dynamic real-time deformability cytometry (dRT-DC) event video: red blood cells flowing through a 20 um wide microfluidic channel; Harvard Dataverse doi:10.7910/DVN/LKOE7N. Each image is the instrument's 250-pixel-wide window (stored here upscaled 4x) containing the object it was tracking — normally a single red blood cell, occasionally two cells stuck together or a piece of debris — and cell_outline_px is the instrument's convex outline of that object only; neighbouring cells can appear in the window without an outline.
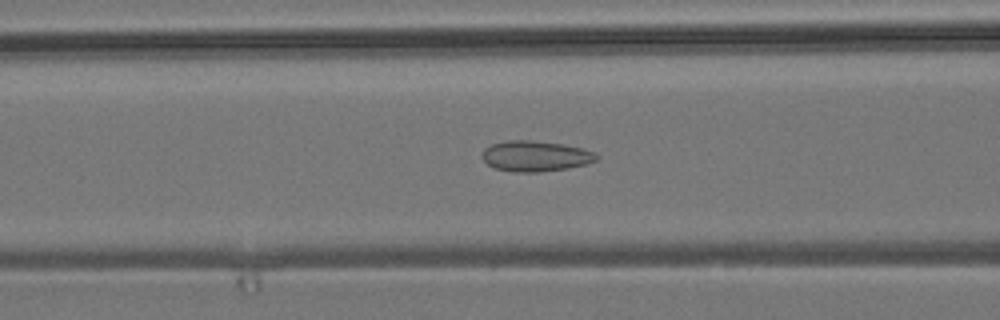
{"species": "common noctule bat (a hibernating species)", "species_latin": "Nyctalus noctula", "temperature_condition": "room temperature", "stored_images_in_passage": 53, "camera_frame_rate_fps": 3000, "um_per_image_px": 0.085, "animal": {"sex": "male", "body_mass_g": 19.2, "forearm_length_mm": 51.8}, "frame": {"image": 1, "passage_image": 21, "time_ms": 6.667, "image_size_px": [1000, 320], "cell_outline_px": [[600, 156], [596, 160], [584, 164], [568, 168], [540, 172], [516, 172], [496, 168], [488, 164], [480, 156], [484, 148], [492, 144], [508, 140], [532, 140], [564, 144], [584, 148], [596, 152]], "centroid_in_image_um": [45.53, 13.26], "position_along_channel_um": 121.1, "area_um2": 20.52}}
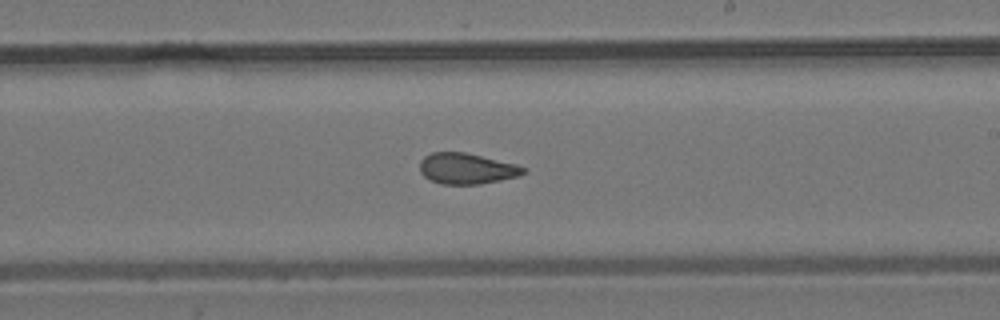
{"frame": {"image": 2, "passage_image": 31, "time_ms": 10.0, "image_size_px": [1000, 320], "cell_outline_px": [[528, 172], [520, 176], [480, 184], [440, 184], [424, 176], [420, 172], [420, 160], [424, 156], [432, 152], [464, 152], [516, 164], [524, 168]], "centroid_in_image_um": [39.67, 14.33], "position_along_channel_um": 249.3, "area_um2": 18.61}}
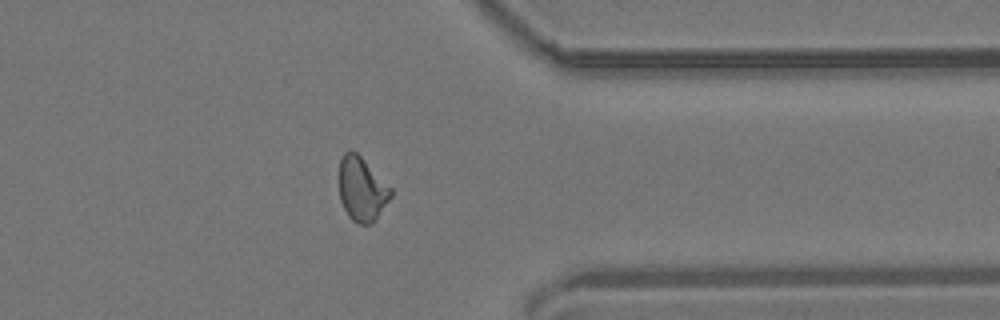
{"frame": {"image": 3, "passage_image": 42, "time_ms": 13.667, "image_size_px": [1000, 320], "cell_outline_px": [[392, 196], [376, 220], [372, 224], [360, 224], [352, 220], [348, 216], [340, 200], [340, 160], [344, 152], [356, 152], [392, 188]], "centroid_in_image_um": [30.78, 16.11], "position_along_channel_um": 380.6, "area_um2": 19.13}, "authors_computed_cell_mechanics": {"area_um2": 19.4786, "velocity_mm_per_s": 3.8436, "shape_relaxation_time_tau1_ms": null, "shape_relaxation_time_tau2_ms": 1.7985, "deformation_change_tau1": null, "deformation_change_tau2": 0.0737}}